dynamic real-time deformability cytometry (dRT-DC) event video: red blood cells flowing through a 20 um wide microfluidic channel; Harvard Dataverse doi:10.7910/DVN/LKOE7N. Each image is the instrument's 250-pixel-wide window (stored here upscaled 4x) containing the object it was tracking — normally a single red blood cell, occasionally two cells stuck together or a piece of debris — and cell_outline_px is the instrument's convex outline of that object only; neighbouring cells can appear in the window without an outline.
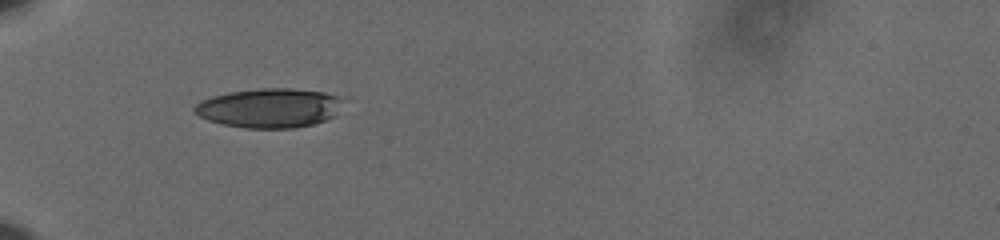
{"species": "human", "species_latin": "Homo sapiens", "temperature_condition": "cold", "stored_images_in_passage": 39, "camera_frame_rate_fps": 3000, "um_per_image_px": 0.085, "donor": {"sex": "male"}, "frame": {"image": 1, "passage_image": 1, "time_ms": 0.0, "image_size_px": [1000, 240], "cell_outline_px": [[348, 100], [336, 116], [312, 124], [296, 128], [244, 128], [220, 124], [208, 120], [200, 116], [192, 108], [200, 100], [212, 96], [232, 92], [260, 88], [292, 88], [324, 92], [344, 96]], "centroid_in_image_um": [23.0, 9.17], "position_along_channel_um": 62.0, "area_um2": 34.68}}
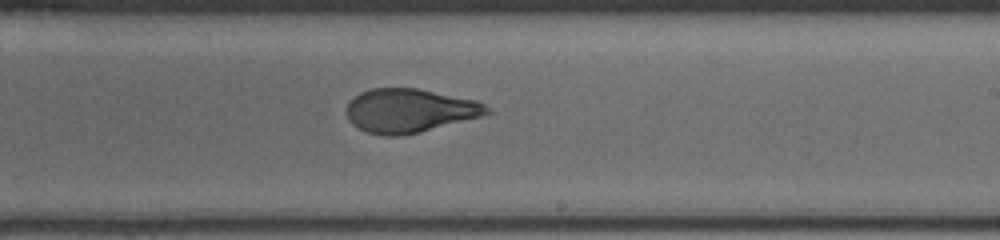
{"frame": {"image": 2, "passage_image": 18, "time_ms": 5.667, "image_size_px": [1000, 240], "cell_outline_px": [[492, 112], [480, 116], [420, 132], [400, 136], [384, 136], [368, 132], [352, 124], [348, 120], [348, 104], [360, 92], [372, 88], [416, 88], [476, 100], [492, 108]], "centroid_in_image_um": [34.83, 9.4], "position_along_channel_um": 254.2, "area_um2": 35.49}}
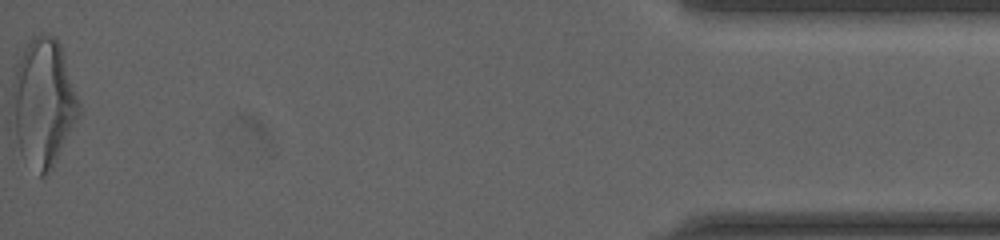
{"frame": {"image": 3, "passage_image": 39, "time_ms": 12.667, "image_size_px": [1000, 240], "cell_outline_px": [[80, 116], [52, 168], [44, 176], [40, 176], [20, 152], [16, 136], [12, 96], [12, 84], [16, 68], [20, 56], [24, 48], [32, 36], [40, 32], [44, 32], [52, 36], [60, 44], [80, 104]], "centroid_in_image_um": [3.7, 8.7], "position_along_channel_um": 431.5, "area_um2": 49.19}, "authors_computed_cell_mechanics": {"area_um2": 36.2406, "velocity_mm_per_s": 3.629, "shape_relaxation_time_tau1_ms": 7.8649, "shape_relaxation_time_tau2_ms": 1.2127, "deformation_change_tau1": 0.2389, "deformation_change_tau2": 0.0851}}